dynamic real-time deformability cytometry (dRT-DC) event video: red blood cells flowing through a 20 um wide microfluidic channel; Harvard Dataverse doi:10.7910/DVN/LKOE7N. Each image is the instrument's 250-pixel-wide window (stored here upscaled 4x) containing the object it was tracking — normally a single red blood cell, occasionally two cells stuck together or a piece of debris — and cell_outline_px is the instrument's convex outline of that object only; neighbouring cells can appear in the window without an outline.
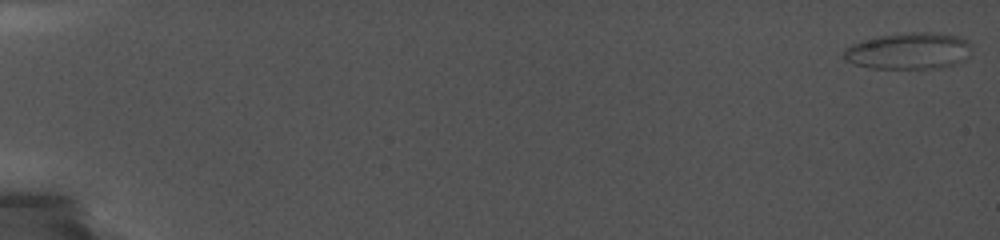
{"species": "common noctule bat (a hibernating species)", "species_latin": "Nyctalus noctula", "temperature_condition": "cold", "stored_images_in_passage": 68, "camera_frame_rate_fps": 5000, "um_per_image_px": 0.085, "animal": {"sex": "female", "body_mass_g": 19.0, "forearm_length_mm": 56.7}, "frame": {"image": 1, "passage_image": 1, "time_ms": 0.0, "image_size_px": [1000, 240], "cell_outline_px": [[972, 44], [968, 56], [964, 60], [940, 68], [868, 68], [852, 64], [844, 60], [840, 52], [844, 48], [852, 44], [864, 40], [880, 36], [912, 32], [936, 32], [960, 36], [968, 40]], "centroid_in_image_um": [77.22, 4.33], "position_along_channel_um": 7.8, "area_um2": 27.57}}
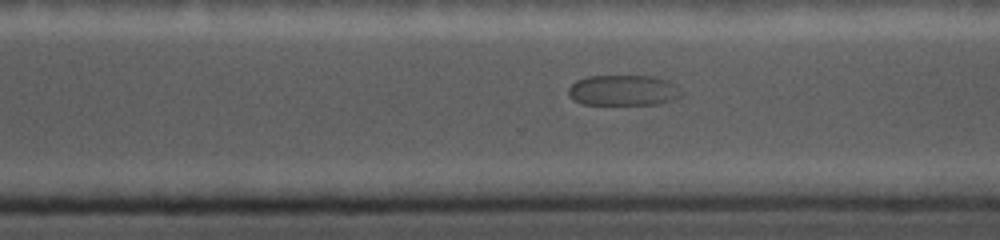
{"frame": {"image": 2, "passage_image": 56, "time_ms": 14.6, "image_size_px": [1000, 240], "cell_outline_px": [[684, 92], [680, 96], [656, 104], [584, 104], [572, 100], [568, 92], [568, 88], [576, 80], [588, 76], [656, 76], [676, 84]], "centroid_in_image_um": [52.97, 7.67], "position_along_channel_um": 317.6, "area_um2": 20.17}}
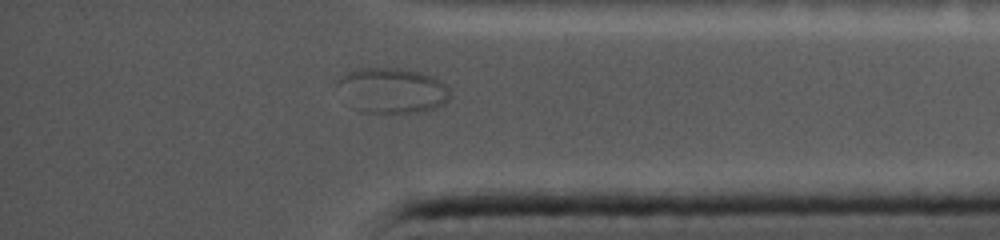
{"frame": {"image": 3, "passage_image": 63, "time_ms": 17.0, "image_size_px": [1000, 240], "cell_outline_px": [[448, 96], [444, 104], [420, 112], [364, 112], [352, 108], [336, 84], [336, 80], [348, 72], [360, 68], [408, 68], [432, 76], [444, 84], [448, 88]], "centroid_in_image_um": [33.3, 7.67], "position_along_channel_um": 401.9, "area_um2": 29.42}}